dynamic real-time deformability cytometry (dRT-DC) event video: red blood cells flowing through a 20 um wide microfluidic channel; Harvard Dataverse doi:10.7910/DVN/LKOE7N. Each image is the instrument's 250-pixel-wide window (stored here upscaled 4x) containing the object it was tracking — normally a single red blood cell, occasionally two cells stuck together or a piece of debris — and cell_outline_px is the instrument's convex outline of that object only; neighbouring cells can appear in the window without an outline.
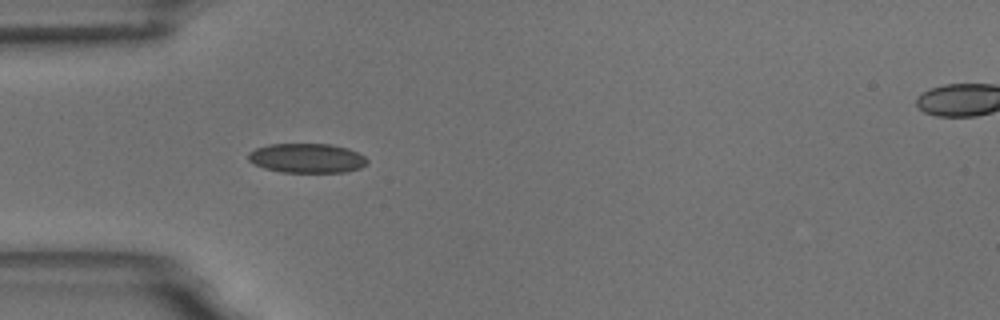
{"species": "common noctule bat (a hibernating species)", "species_latin": "Nyctalus noctula", "temperature_condition": "room temperature", "stored_images_in_passage": 40, "camera_frame_rate_fps": 3000, "um_per_image_px": 0.085, "animal": {"sex": "male", "body_mass_g": 18.8}, "frame": {"image": 1, "passage_image": 1, "time_ms": 0.0, "image_size_px": [1000, 320], "cell_outline_px": [[368, 164], [360, 168], [344, 172], [280, 172], [264, 168], [248, 160], [248, 152], [256, 148], [268, 144], [328, 144], [348, 148], [364, 156], [368, 160]], "centroid_in_image_um": [26.08, 13.44], "position_along_channel_um": 58.9, "area_um2": 20.4}}
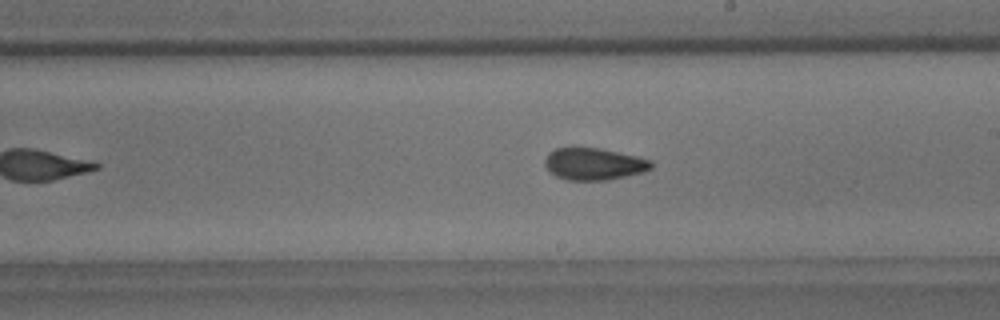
{"frame": {"image": 2, "passage_image": 16, "time_ms": 5.0, "image_size_px": [1000, 320], "cell_outline_px": [[652, 168], [644, 172], [608, 180], [568, 180], [556, 176], [548, 172], [544, 164], [544, 160], [548, 152], [556, 148], [572, 144], [600, 148], [636, 156], [652, 160]], "centroid_in_image_um": [50.41, 13.9], "position_along_channel_um": 238.6, "area_um2": 20.58}}
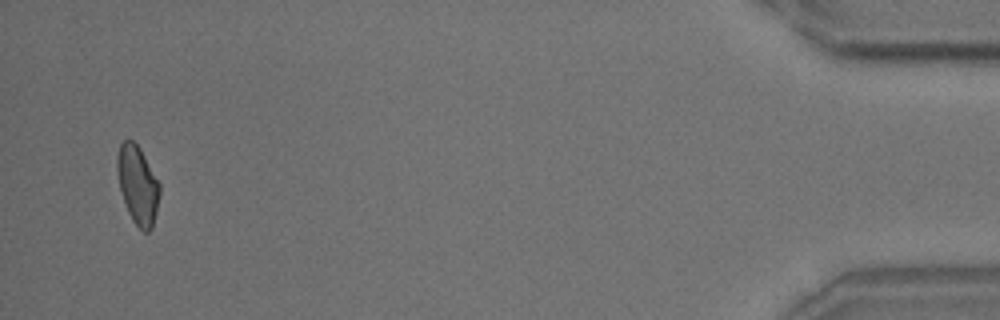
{"frame": {"image": 3, "passage_image": 38, "time_ms": 12.333, "image_size_px": [1000, 320], "cell_outline_px": [[160, 192], [156, 212], [152, 228], [148, 232], [144, 232], [132, 220], [128, 212], [120, 188], [116, 168], [116, 156], [120, 144], [124, 140], [132, 140], [140, 148], [160, 184]], "centroid_in_image_um": [11.7, 15.7], "position_along_channel_um": 423.5, "area_um2": 19.25}, "authors_computed_cell_mechanics": {"area_um2": 19.7387, "velocity_mm_per_s": 3.6496, "shape_relaxation_time_tau1_ms": 5.3374, "shape_relaxation_time_tau2_ms": 2.2126, "deformation_change_tau1": 0.1113, "deformation_change_tau2": 0.0788}}